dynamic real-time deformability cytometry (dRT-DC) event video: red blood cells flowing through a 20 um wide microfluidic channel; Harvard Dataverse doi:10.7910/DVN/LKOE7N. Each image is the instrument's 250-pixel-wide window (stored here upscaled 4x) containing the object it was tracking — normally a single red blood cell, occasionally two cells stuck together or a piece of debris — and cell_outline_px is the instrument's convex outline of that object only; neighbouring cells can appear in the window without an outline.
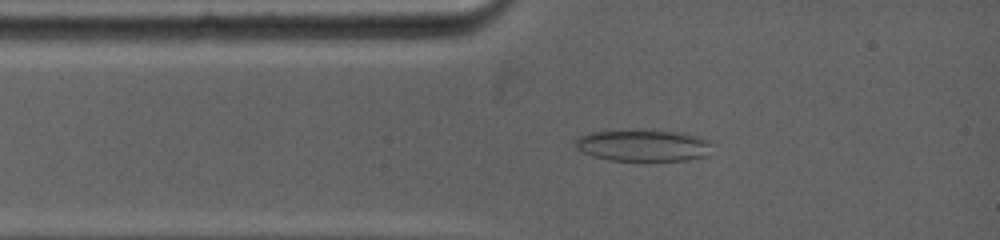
{"species": "common noctule bat (a hibernating species)", "species_latin": "Nyctalus noctula", "temperature_condition": "warm", "stored_images_in_passage": 79, "camera_frame_rate_fps": 5000, "um_per_image_px": 0.085, "animal": {"sex": "female", "body_mass_g": 19.0, "forearm_length_mm": 53.3}, "frame": {"image": 1, "passage_image": 10, "time_ms": 1.6, "image_size_px": [1000, 240], "cell_outline_px": [[712, 144], [708, 156], [688, 160], [608, 160], [592, 156], [576, 148], [576, 140], [580, 136], [588, 132], [684, 132], [700, 136], [708, 140]], "centroid_in_image_um": [54.73, 12.39], "position_along_channel_um": 30.3, "area_um2": 24.62}}
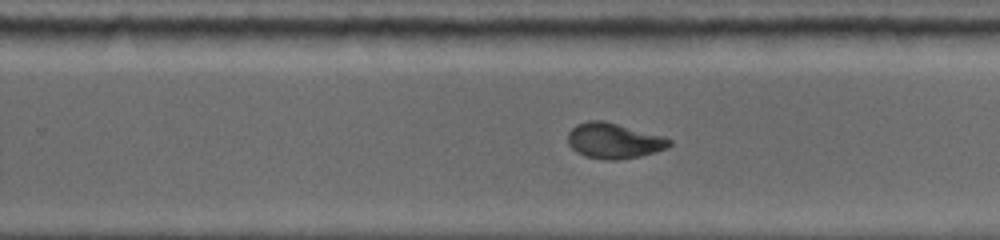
{"frame": {"image": 2, "passage_image": 45, "time_ms": 8.0, "image_size_px": [1000, 240], "cell_outline_px": [[672, 144], [668, 148], [656, 152], [640, 156], [616, 160], [604, 160], [584, 156], [576, 152], [568, 144], [568, 132], [576, 124], [588, 120], [604, 120], [664, 136], [672, 140]], "centroid_in_image_um": [52.18, 11.96], "position_along_channel_um": 277.6, "area_um2": 21.27}}
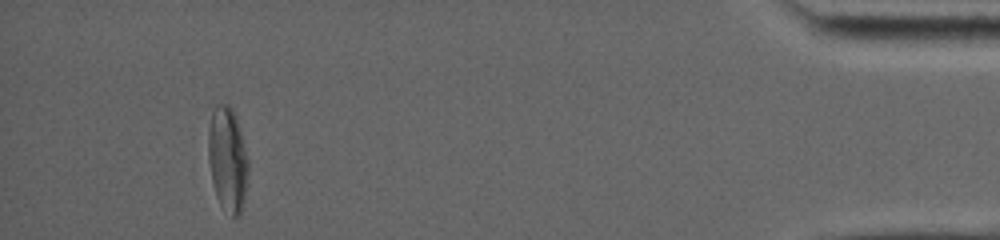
{"frame": {"image": 3, "passage_image": 79, "time_ms": 13.8, "image_size_px": [1000, 240], "cell_outline_px": [[248, 172], [244, 200], [240, 216], [232, 216], [220, 204], [216, 196], [212, 180], [208, 160], [208, 128], [212, 108], [216, 104], [228, 104], [232, 108], [236, 116], [248, 160]], "centroid_in_image_um": [19.33, 13.51], "position_along_channel_um": 415.9, "area_um2": 24.45}, "authors_computed_cell_mechanics": {"area_um2": 21.3282, "velocity_mm_per_s": 3.9464, "shape_relaxation_time_tau1_ms": null, "shape_relaxation_time_tau2_ms": 1.6217, "deformation_change_tau1": null, "deformation_change_tau2": 0.072}}